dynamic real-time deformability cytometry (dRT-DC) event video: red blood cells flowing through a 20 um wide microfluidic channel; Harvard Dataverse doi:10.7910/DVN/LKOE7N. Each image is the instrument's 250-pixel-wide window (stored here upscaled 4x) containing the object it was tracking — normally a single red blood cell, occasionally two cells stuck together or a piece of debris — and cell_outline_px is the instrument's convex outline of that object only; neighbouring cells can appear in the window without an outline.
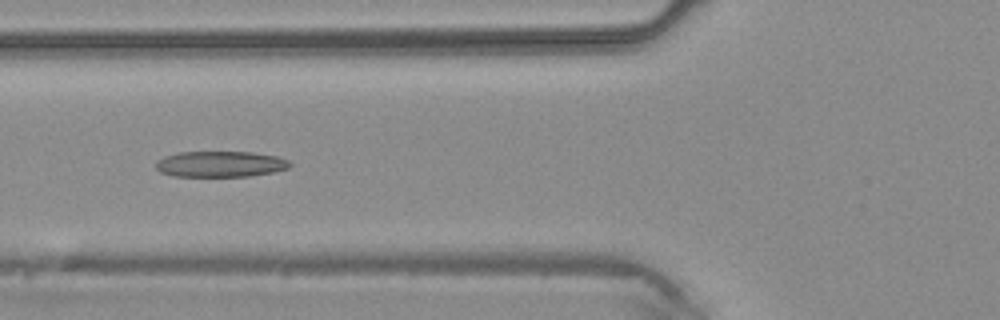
{"species": "common noctule bat (a hibernating species)", "species_latin": "Nyctalus noctula", "temperature_condition": "warm", "stored_images_in_passage": 19, "camera_frame_rate_fps": 3000, "um_per_image_px": 0.085, "animal": {"sex": "male", "body_mass_g": 20.4}, "frame": {"image": 1, "passage_image": 6, "time_ms": 1.667, "image_size_px": [1000, 320], "cell_outline_px": [[292, 164], [288, 168], [272, 172], [248, 176], [176, 176], [160, 172], [156, 168], [156, 164], [160, 160], [168, 156], [180, 152], [248, 152], [276, 156], [288, 160]], "centroid_in_image_um": [18.76, 13.95], "position_along_channel_um": 107.0, "area_um2": 19.83}}
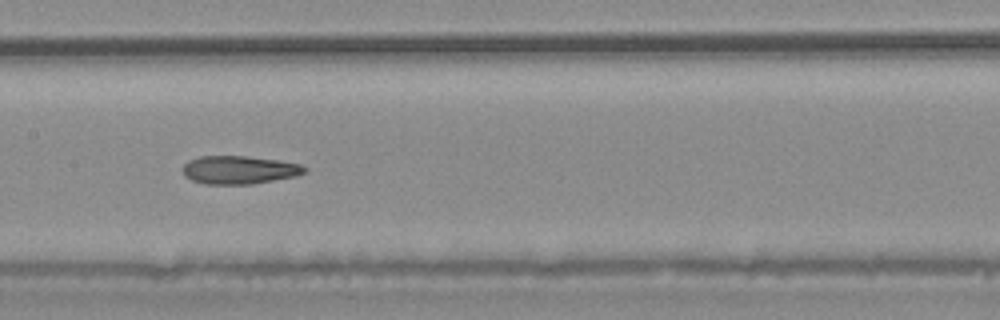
{"frame": {"image": 2, "passage_image": 11, "time_ms": 3.333, "image_size_px": [1000, 320], "cell_outline_px": [[308, 168], [304, 172], [296, 176], [252, 184], [204, 184], [192, 180], [184, 176], [184, 164], [188, 160], [200, 156], [244, 156], [276, 160], [300, 164]], "centroid_in_image_um": [20.31, 14.44], "position_along_channel_um": 187.1, "area_um2": 19.88}}
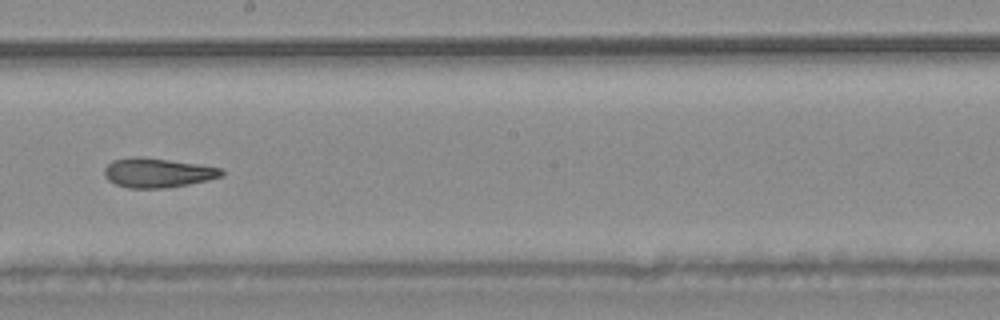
{"frame": {"image": 3, "passage_image": 14, "time_ms": 4.333, "image_size_px": [1000, 320], "cell_outline_px": [[224, 176], [208, 180], [188, 184], [160, 188], [128, 188], [116, 184], [108, 180], [104, 172], [104, 168], [112, 160], [168, 160], [196, 164], [220, 168], [224, 172]], "centroid_in_image_um": [13.44, 14.74], "position_along_channel_um": 234.8, "area_um2": 19.02}}